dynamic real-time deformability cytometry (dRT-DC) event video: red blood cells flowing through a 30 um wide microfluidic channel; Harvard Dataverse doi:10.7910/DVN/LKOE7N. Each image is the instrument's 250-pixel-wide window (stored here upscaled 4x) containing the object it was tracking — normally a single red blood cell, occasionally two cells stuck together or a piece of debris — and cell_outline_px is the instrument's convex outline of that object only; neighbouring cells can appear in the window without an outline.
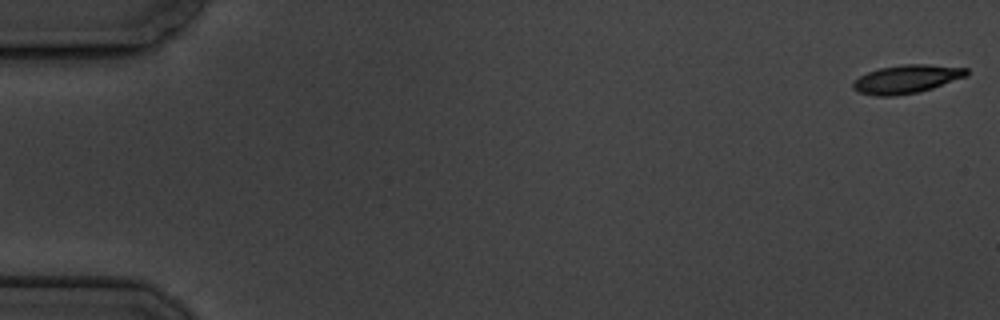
{"species": "common noctule bat (a hibernating species)", "species_latin": "Nyctalus noctula", "temperature_condition": "cold", "stored_images_in_passage": 5, "camera_frame_rate_fps": 3000, "um_per_image_px": 0.085, "animal": {"sex": "male", "body_mass_g": 19.5, "forearm_length_mm": 54.6}, "frame": {"image": 1, "passage_image": 1, "time_ms": 0.0, "image_size_px": [1000, 320], "cell_outline_px": [[968, 76], [932, 88], [916, 92], [896, 96], [876, 96], [860, 92], [852, 88], [852, 84], [860, 76], [868, 72], [880, 68], [904, 64], [928, 64], [968, 68]], "centroid_in_image_um": [77.09, 6.72], "position_along_channel_um": 7.9, "area_um2": 18.67}}
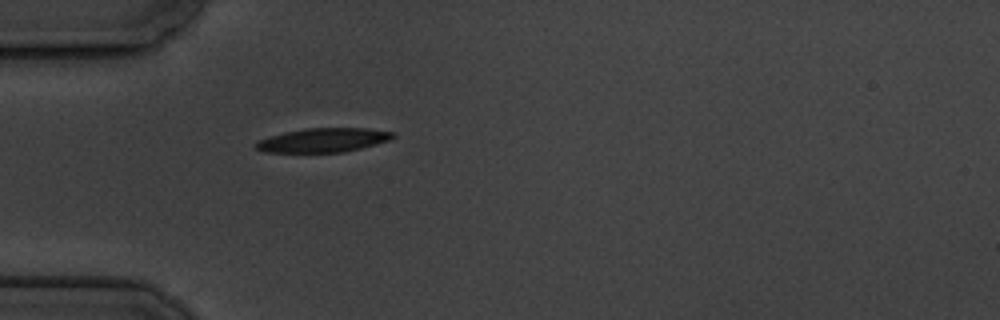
{"frame": {"image": 2, "passage_image": 5, "time_ms": 5.667, "image_size_px": [1000, 320], "cell_outline_px": [[396, 136], [388, 140], [376, 144], [344, 152], [264, 152], [256, 148], [252, 144], [256, 140], [284, 132], [304, 128], [368, 128], [396, 132]], "centroid_in_image_um": [27.45, 11.9], "position_along_channel_um": 57.5, "area_um2": 19.36}}